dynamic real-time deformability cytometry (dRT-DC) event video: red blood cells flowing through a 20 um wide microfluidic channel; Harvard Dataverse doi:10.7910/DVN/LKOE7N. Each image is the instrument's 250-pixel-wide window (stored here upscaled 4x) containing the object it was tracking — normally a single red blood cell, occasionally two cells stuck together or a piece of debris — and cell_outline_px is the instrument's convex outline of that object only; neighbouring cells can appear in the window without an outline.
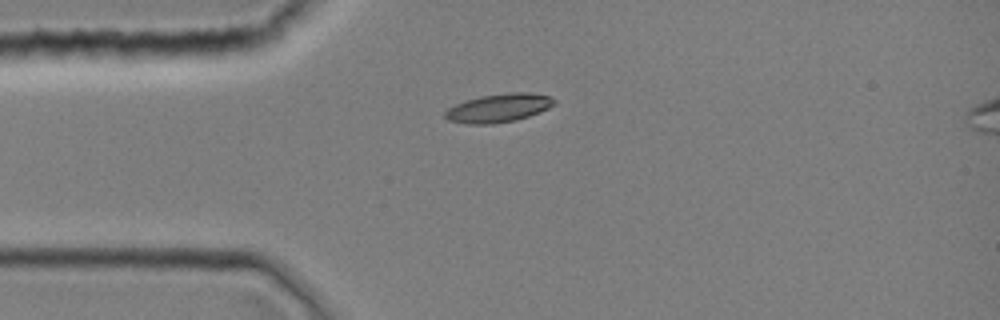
{"species": "common noctule bat (a hibernating species)", "species_latin": "Nyctalus noctula", "temperature_condition": "room temperature", "stored_images_in_passage": 1, "camera_frame_rate_fps": 3000, "um_per_image_px": 0.085, "animal": {"sex": "female", "body_mass_g": 19.0, "forearm_length_mm": 51.5}, "frame": {"image": 1, "passage_image": 1, "time_ms": 0.0, "image_size_px": [1000, 320], "cell_outline_px": [[556, 104], [540, 112], [516, 120], [492, 124], [468, 124], [448, 120], [444, 116], [444, 112], [448, 108], [456, 104], [480, 96], [512, 92], [532, 92], [548, 96], [556, 100]], "centroid_in_image_um": [42.4, 9.18], "position_along_channel_um": 42.6, "area_um2": 18.09}}